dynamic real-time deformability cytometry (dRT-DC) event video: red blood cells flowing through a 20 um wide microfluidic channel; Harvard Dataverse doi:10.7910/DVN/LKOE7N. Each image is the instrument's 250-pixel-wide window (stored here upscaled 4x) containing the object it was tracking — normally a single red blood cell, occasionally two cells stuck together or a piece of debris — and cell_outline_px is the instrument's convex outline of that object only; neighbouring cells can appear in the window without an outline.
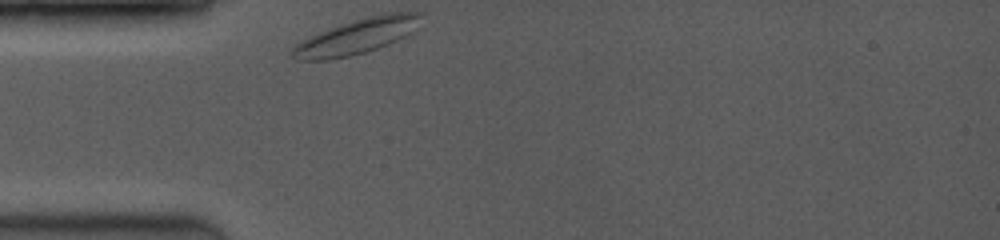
{"species": "common noctule bat (a hibernating species)", "species_latin": "Nyctalus noctula", "temperature_condition": "room temperature", "stored_images_in_passage": 1, "camera_frame_rate_fps": 3500, "um_per_image_px": 0.085, "animal": {"sex": "female", "body_mass_g": 19.0, "forearm_length_mm": 53.3}, "frame": {"image": 1, "passage_image": 1, "time_ms": 0.0, "image_size_px": [1000, 240], "cell_outline_px": [[424, 12], [416, 28], [412, 32], [388, 44], [352, 56], [328, 60], [300, 60], [292, 56], [292, 48], [296, 44], [328, 28], [352, 20], [384, 12]], "centroid_in_image_um": [30.36, 3.07], "position_along_channel_um": 54.6, "area_um2": 26.18}}